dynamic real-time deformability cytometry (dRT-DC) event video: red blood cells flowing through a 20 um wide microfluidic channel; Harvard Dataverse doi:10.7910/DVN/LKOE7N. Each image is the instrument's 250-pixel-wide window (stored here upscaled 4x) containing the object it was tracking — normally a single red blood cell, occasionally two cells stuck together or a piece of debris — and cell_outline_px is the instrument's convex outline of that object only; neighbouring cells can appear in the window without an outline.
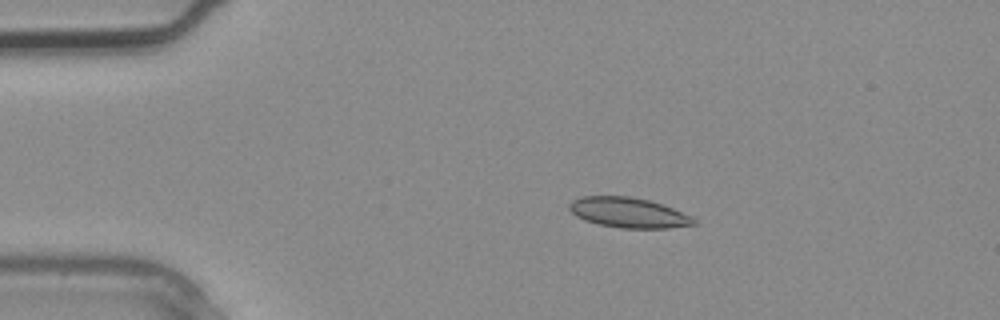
{"species": "common noctule bat (a hibernating species)", "species_latin": "Nyctalus noctula", "temperature_condition": "warm", "stored_images_in_passage": 1, "camera_frame_rate_fps": 3000, "um_per_image_px": 0.085, "animal": {"sex": "male", "body_mass_g": 20.4}, "frame": {"image": 1, "passage_image": 1, "time_ms": 0.0, "image_size_px": [1000, 320], "cell_outline_px": [[696, 224], [668, 228], [620, 228], [600, 224], [584, 220], [576, 216], [568, 208], [568, 204], [572, 200], [580, 196], [628, 196], [648, 200], [664, 204], [692, 216], [696, 220]], "centroid_in_image_um": [53.42, 18.07], "position_along_channel_um": 31.6, "area_um2": 21.96}}